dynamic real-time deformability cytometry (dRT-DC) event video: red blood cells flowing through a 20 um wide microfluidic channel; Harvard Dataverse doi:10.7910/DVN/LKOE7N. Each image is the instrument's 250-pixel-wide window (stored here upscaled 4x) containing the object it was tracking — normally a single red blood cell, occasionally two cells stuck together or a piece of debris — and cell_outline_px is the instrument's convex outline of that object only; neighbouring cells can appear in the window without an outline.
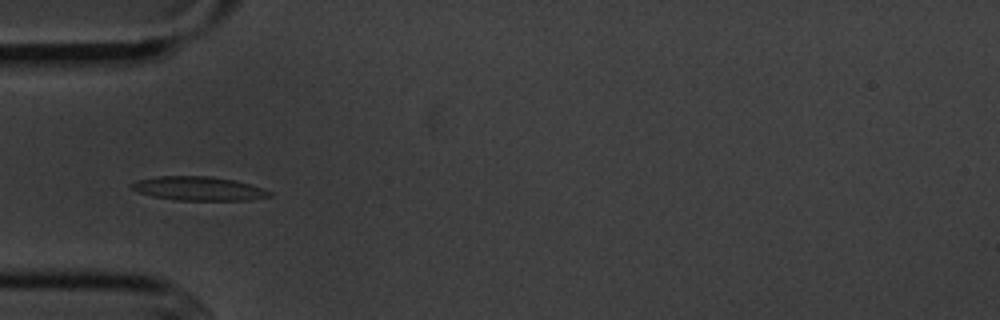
{"species": "common noctule bat (a hibernating species)", "species_latin": "Nyctalus noctula", "temperature_condition": "cold", "stored_images_in_passage": 4, "camera_frame_rate_fps": 3000, "um_per_image_px": 0.085, "animal": {"sex": "male", "body_mass_g": 20.1, "forearm_length_mm": 53.5}, "frame": {"image": 1, "passage_image": 3, "time_ms": 3.333, "image_size_px": [1000, 320], "cell_outline_px": [[272, 196], [248, 200], [176, 200], [152, 196], [136, 192], [132, 188], [132, 184], [136, 180], [156, 176], [208, 176], [236, 180], [272, 192]], "centroid_in_image_um": [16.85, 16.02], "position_along_channel_um": 68.1, "area_um2": 19.13}}
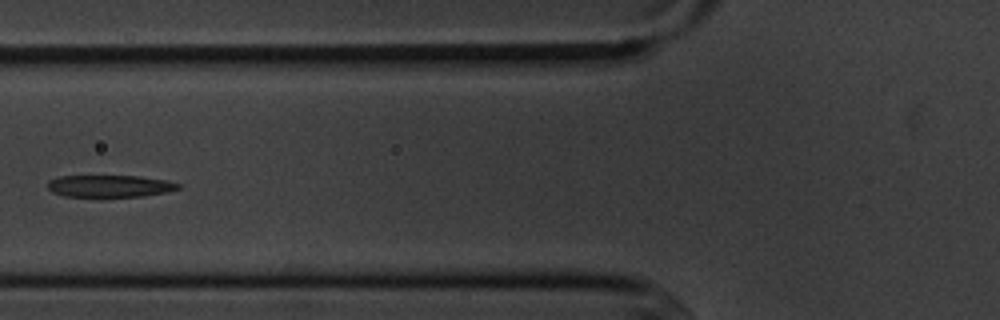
{"frame": {"image": 2, "passage_image": 4, "time_ms": 4.667, "image_size_px": [1000, 320], "cell_outline_px": [[180, 188], [168, 192], [144, 196], [96, 200], [64, 196], [52, 192], [48, 188], [48, 180], [60, 176], [140, 176], [168, 180], [180, 184]], "centroid_in_image_um": [9.31, 15.87], "position_along_channel_um": 116.5, "area_um2": 17.92}}